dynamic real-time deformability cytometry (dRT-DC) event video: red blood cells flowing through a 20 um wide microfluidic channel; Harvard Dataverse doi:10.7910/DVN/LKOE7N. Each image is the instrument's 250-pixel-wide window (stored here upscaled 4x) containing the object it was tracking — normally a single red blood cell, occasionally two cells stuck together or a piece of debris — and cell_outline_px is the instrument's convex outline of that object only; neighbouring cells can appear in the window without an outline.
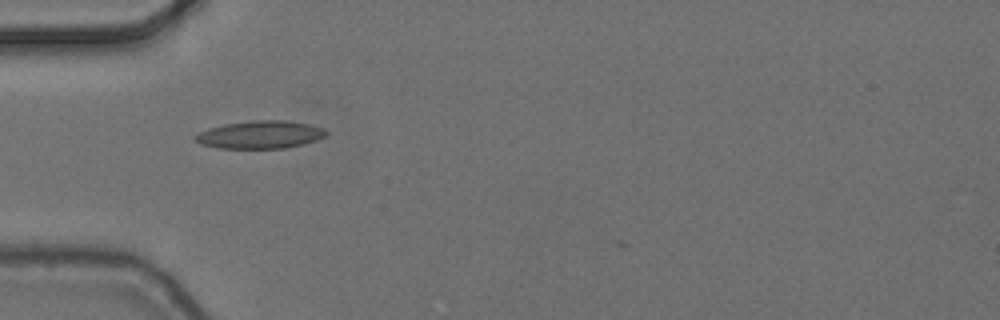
{"species": "common noctule bat (a hibernating species)", "species_latin": "Nyctalus noctula", "temperature_condition": "cold", "stored_images_in_passage": 2, "camera_frame_rate_fps": 3000, "um_per_image_px": 0.085, "animal": {"sex": "female", "body_mass_g": 24.6, "forearm_length_mm": 56.2}, "frame": {"image": 1, "passage_image": 1, "time_ms": 0.0, "image_size_px": [1000, 320], "cell_outline_px": [[328, 132], [324, 136], [316, 140], [284, 148], [220, 148], [200, 144], [192, 140], [192, 136], [208, 128], [224, 124], [252, 120], [288, 120], [308, 124], [324, 128]], "centroid_in_image_um": [22.06, 11.44], "position_along_channel_um": 62.9, "area_um2": 21.21}}
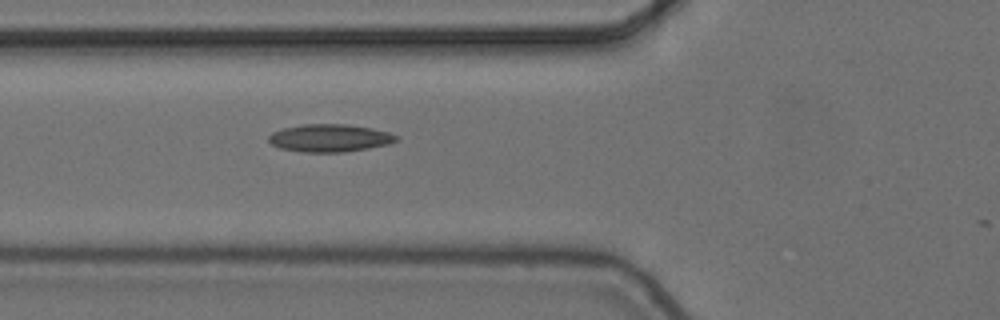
{"frame": {"image": 2, "passage_image": 2, "time_ms": 0.333, "image_size_px": [1000, 320], "cell_outline_px": [[400, 140], [388, 144], [368, 148], [344, 152], [300, 152], [280, 148], [272, 144], [268, 140], [268, 136], [272, 132], [284, 128], [304, 124], [348, 124], [372, 128], [388, 132], [400, 136]], "centroid_in_image_um": [28.05, 11.73], "position_along_channel_um": 97.8, "area_um2": 20.69}}